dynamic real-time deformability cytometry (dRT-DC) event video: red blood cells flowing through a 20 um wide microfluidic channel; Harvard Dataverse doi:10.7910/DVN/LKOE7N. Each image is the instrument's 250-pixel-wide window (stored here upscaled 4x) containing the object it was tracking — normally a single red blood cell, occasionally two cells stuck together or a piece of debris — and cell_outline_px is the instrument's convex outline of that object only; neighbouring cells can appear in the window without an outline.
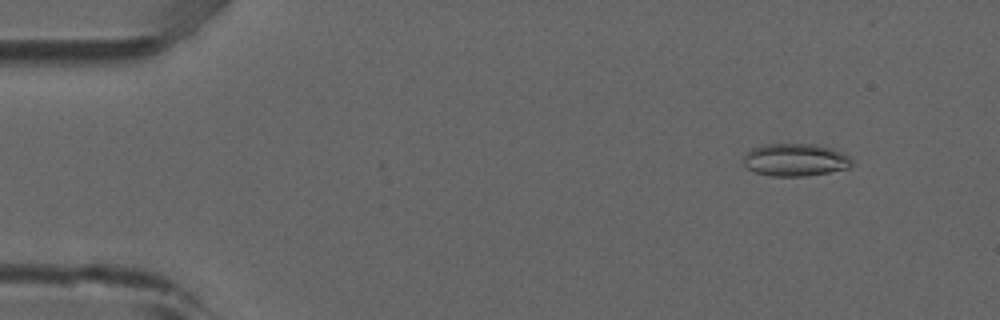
{"species": "common noctule bat (a hibernating species)", "species_latin": "Nyctalus noctula", "temperature_condition": "room temperature", "stored_images_in_passage": 54, "camera_frame_rate_fps": 3000, "um_per_image_px": 0.085, "animal": {"sex": "male", "forearm_length_mm": 52.5}, "frame": {"image": 1, "passage_image": 6, "time_ms": 1.667, "image_size_px": [1000, 320], "cell_outline_px": [[852, 164], [848, 168], [828, 172], [804, 176], [772, 176], [756, 172], [748, 168], [744, 164], [744, 156], [752, 148], [764, 144], [816, 144], [832, 148], [848, 156], [852, 160]], "centroid_in_image_um": [67.6, 13.58], "position_along_channel_um": 17.4, "area_um2": 20.4}}
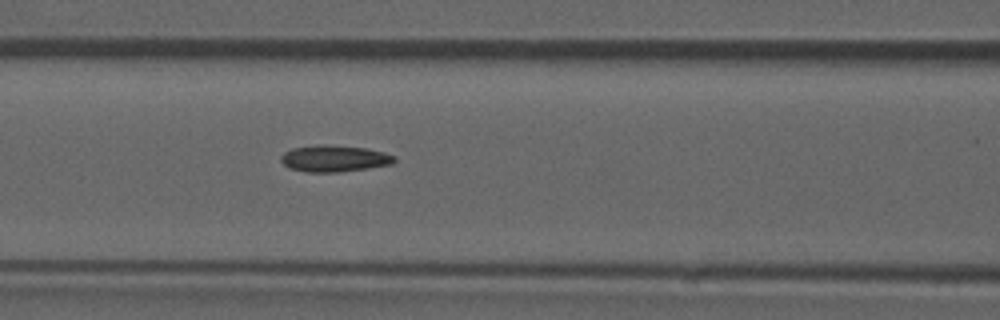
{"frame": {"image": 2, "passage_image": 23, "time_ms": 7.333, "image_size_px": [1000, 320], "cell_outline_px": [[396, 160], [392, 164], [368, 168], [340, 172], [308, 172], [292, 168], [284, 164], [280, 160], [280, 156], [284, 152], [292, 148], [316, 144], [324, 144], [368, 148], [384, 152], [396, 156]], "centroid_in_image_um": [28.43, 13.46], "position_along_channel_um": 138.2, "area_um2": 17.69}}
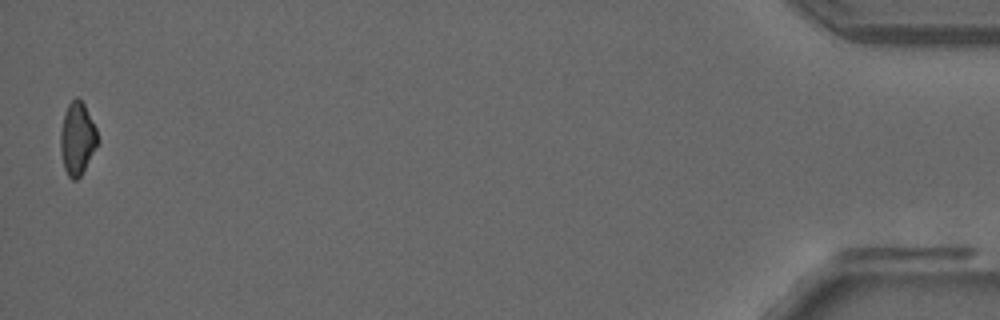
{"frame": {"image": 3, "passage_image": 53, "time_ms": 17.333, "image_size_px": [1000, 320], "cell_outline_px": [[100, 140], [80, 176], [76, 180], [72, 180], [68, 176], [64, 168], [60, 152], [60, 132], [64, 112], [68, 104], [76, 96], [84, 104], [96, 128]], "centroid_in_image_um": [6.56, 11.77], "position_along_channel_um": 428.6, "area_um2": 15.78}, "authors_computed_cell_mechanics": {"area_um2": 16.9643, "velocity_mm_per_s": 3.8711, "shape_relaxation_time_tau1_ms": null, "shape_relaxation_time_tau2_ms": 6.7306, "deformation_change_tau1": null, "deformation_change_tau2": 0.1613}}